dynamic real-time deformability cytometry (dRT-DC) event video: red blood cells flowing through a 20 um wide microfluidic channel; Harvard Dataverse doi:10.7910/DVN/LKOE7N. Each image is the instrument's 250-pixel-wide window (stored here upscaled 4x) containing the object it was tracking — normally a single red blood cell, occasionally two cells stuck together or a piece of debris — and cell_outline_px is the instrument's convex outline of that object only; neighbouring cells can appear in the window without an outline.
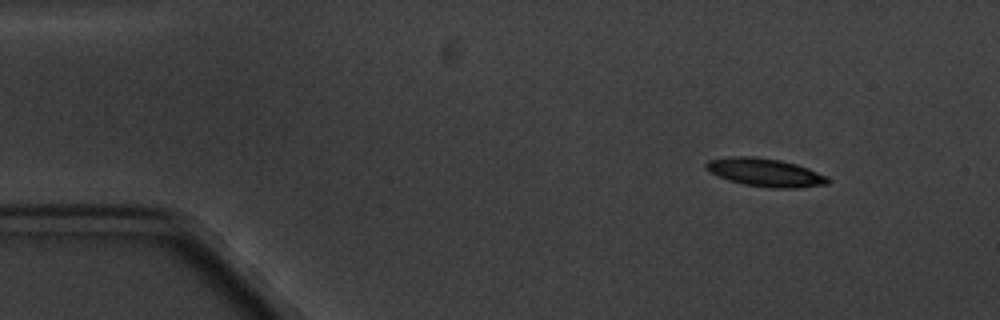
{"species": "common noctule bat (a hibernating species)", "species_latin": "Nyctalus noctula", "temperature_condition": "cold", "stored_images_in_passage": 4, "camera_frame_rate_fps": 3000, "um_per_image_px": 0.085, "animal": {"sex": "male", "body_mass_g": 20.1, "forearm_length_mm": 53.5}, "frame": {"image": 1, "passage_image": 1, "time_ms": 0.0, "image_size_px": [1000, 320], "cell_outline_px": [[828, 184], [800, 188], [768, 188], [744, 184], [728, 180], [704, 168], [704, 164], [708, 160], [728, 156], [756, 156], [780, 160], [796, 164], [808, 168], [828, 176]], "centroid_in_image_um": [65.04, 14.65], "position_along_channel_um": 20.0, "area_um2": 20.11}}
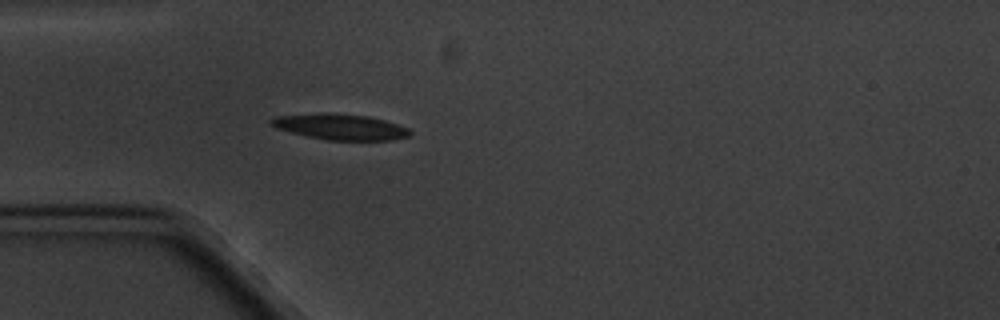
{"frame": {"image": 2, "passage_image": 4, "time_ms": 3.333, "image_size_px": [1000, 320], "cell_outline_px": [[412, 132], [408, 136], [392, 140], [328, 140], [308, 136], [276, 128], [268, 124], [268, 120], [276, 116], [320, 112], [328, 112], [368, 116], [384, 120], [408, 128]], "centroid_in_image_um": [28.88, 10.76], "position_along_channel_um": 56.1, "area_um2": 20.92}}